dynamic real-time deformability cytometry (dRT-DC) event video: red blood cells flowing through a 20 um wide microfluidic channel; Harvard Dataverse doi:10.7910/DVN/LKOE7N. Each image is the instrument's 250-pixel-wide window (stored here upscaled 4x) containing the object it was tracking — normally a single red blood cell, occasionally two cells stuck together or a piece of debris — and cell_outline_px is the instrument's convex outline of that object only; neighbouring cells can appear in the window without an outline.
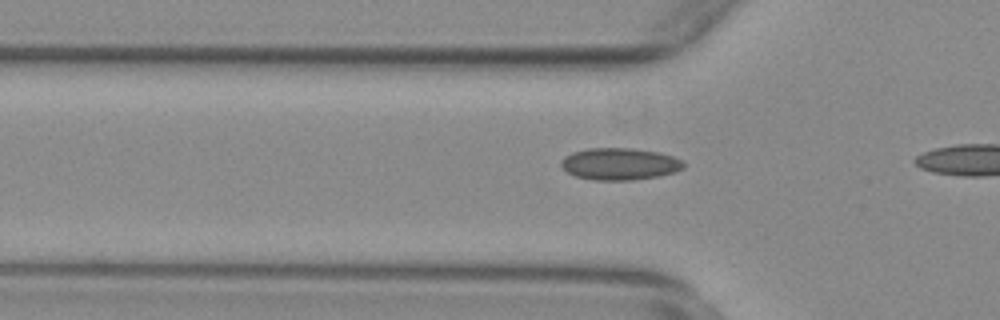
{"species": "common noctule bat (a hibernating species)", "species_latin": "Nyctalus noctula", "temperature_condition": "warm", "stored_images_in_passage": 10, "camera_frame_rate_fps": 3000, "um_per_image_px": 0.085, "animal": {"sex": "female", "body_mass_g": 29.2, "forearm_length_mm": 56.3}, "frame": {"image": 1, "passage_image": 7, "time_ms": 2.0, "image_size_px": [1000, 320], "cell_outline_px": [[684, 168], [676, 172], [660, 176], [632, 180], [596, 180], [576, 176], [568, 172], [560, 164], [572, 152], [588, 148], [632, 148], [660, 152], [684, 160]], "centroid_in_image_um": [52.75, 13.93], "position_along_channel_um": 73.1, "area_um2": 22.77}}